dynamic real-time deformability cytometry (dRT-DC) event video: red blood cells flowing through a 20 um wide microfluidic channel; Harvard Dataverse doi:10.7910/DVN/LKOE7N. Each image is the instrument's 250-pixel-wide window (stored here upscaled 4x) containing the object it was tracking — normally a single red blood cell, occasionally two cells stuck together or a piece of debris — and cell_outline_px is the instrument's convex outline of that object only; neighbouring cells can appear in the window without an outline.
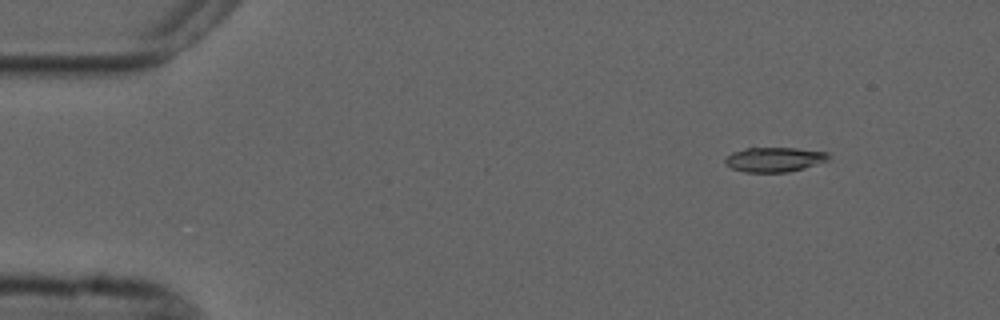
{"species": "common noctule bat (a hibernating species)", "species_latin": "Nyctalus noctula", "temperature_condition": "cold", "stored_images_in_passage": 3, "camera_frame_rate_fps": 3000, "um_per_image_px": 0.085, "animal": {"sex": "male", "forearm_length_mm": 52.5}, "frame": {"image": 1, "passage_image": 1, "time_ms": 0.0, "image_size_px": [1000, 320], "cell_outline_px": [[832, 156], [828, 160], [804, 168], [788, 172], [744, 172], [732, 168], [724, 164], [724, 160], [732, 152], [748, 148], [796, 148], [828, 152]], "centroid_in_image_um": [65.84, 13.56], "position_along_channel_um": 19.2, "area_um2": 14.85}}